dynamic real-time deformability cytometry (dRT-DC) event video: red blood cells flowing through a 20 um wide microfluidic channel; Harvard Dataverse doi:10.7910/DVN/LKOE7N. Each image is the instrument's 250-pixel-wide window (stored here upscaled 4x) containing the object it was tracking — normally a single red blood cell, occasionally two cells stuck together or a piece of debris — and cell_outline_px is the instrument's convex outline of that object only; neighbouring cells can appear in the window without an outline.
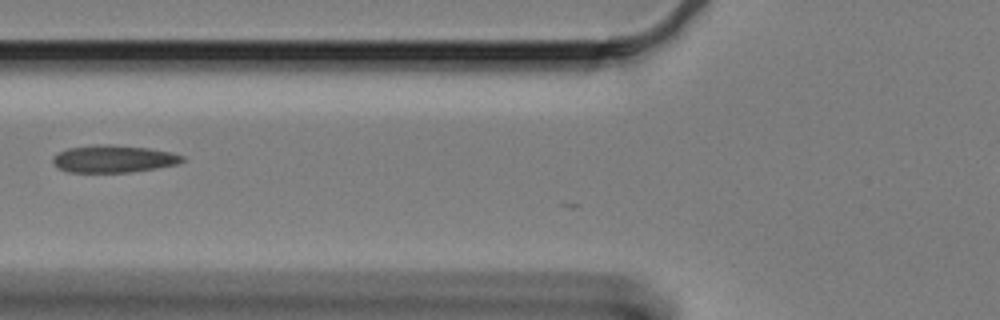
{"species": "Egyptian fruit bat (a non-hibernating species)", "species_latin": "Rousettus aegyptiacus", "temperature_condition": "cold", "stored_images_in_passage": 8, "camera_frame_rate_fps": 3000, "um_per_image_px": 0.085, "animal": {"sex": "female"}, "frame": {"image": 1, "passage_image": 3, "time_ms": 0.667, "image_size_px": [1000, 320], "cell_outline_px": [[184, 160], [176, 164], [156, 168], [132, 172], [68, 172], [60, 168], [52, 160], [52, 156], [68, 148], [96, 144], [108, 144], [148, 148], [172, 152], [184, 156]], "centroid_in_image_um": [9.66, 13.49], "position_along_channel_um": 116.1, "area_um2": 20.52}}
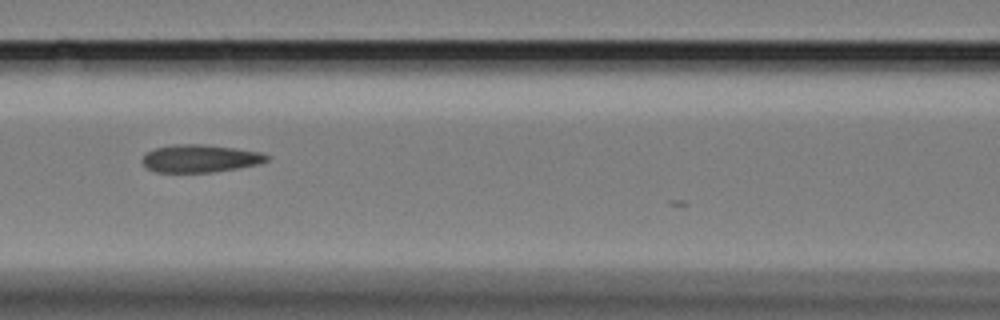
{"frame": {"image": 2, "passage_image": 6, "time_ms": 1.667, "image_size_px": [1000, 320], "cell_outline_px": [[272, 156], [268, 160], [256, 164], [236, 168], [212, 172], [156, 172], [148, 168], [144, 164], [144, 156], [148, 152], [156, 148], [176, 144], [200, 144], [236, 148], [260, 152]], "centroid_in_image_um": [17.05, 13.46], "position_along_channel_um": 149.6, "area_um2": 19.77}}